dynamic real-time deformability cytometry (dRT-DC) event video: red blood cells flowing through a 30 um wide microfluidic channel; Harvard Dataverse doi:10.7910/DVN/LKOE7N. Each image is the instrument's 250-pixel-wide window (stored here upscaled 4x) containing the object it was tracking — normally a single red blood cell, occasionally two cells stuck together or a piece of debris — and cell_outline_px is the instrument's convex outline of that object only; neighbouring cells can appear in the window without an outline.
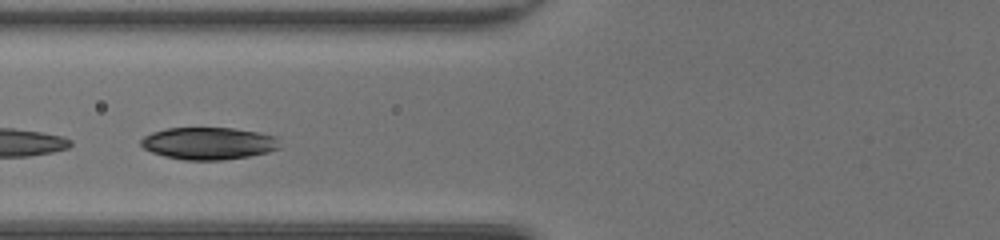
{"species": "common noctule bat (a hibernating species)", "species_latin": "Nyctalus noctula", "temperature_condition": "room temperature", "stored_images_in_passage": 16, "camera_frame_rate_fps": 3000, "um_per_image_px": 0.085, "animal": {"sex": "female", "body_mass_g": 20.0, "forearm_length_mm": 54.0}, "frame": {"image": 1, "passage_image": 11, "time_ms": 3.333, "image_size_px": [1000, 240], "cell_outline_px": [[280, 148], [268, 152], [248, 156], [220, 160], [184, 160], [164, 156], [152, 152], [144, 148], [140, 144], [140, 140], [144, 136], [152, 132], [168, 128], [232, 128], [256, 132], [276, 136]], "centroid_in_image_um": [17.7, 12.19], "position_along_channel_um": 108.1, "area_um2": 25.95}}